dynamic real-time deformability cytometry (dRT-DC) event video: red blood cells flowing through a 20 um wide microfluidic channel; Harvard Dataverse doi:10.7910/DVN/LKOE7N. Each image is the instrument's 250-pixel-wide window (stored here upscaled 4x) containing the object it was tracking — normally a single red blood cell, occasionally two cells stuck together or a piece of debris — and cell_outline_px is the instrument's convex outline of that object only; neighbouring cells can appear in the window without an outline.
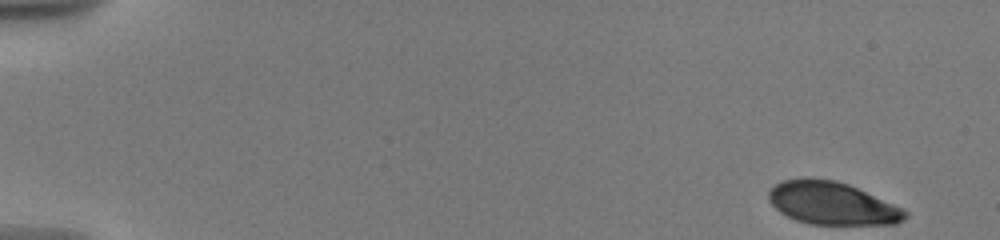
{"species": "human", "species_latin": "Homo sapiens", "temperature_condition": "warm", "stored_images_in_passage": 28, "camera_frame_rate_fps": 3000, "um_per_image_px": 0.085, "donor": {"sex": "male"}, "frame": {"image": 1, "passage_image": 1, "time_ms": 0.0, "image_size_px": [1000, 240], "cell_outline_px": [[908, 216], [904, 220], [896, 224], [808, 224], [796, 220], [780, 212], [768, 200], [768, 188], [784, 180], [836, 180], [848, 184], [904, 208], [908, 212]], "centroid_in_image_um": [70.76, 17.31], "position_along_channel_um": 14.2, "area_um2": 33.58}}
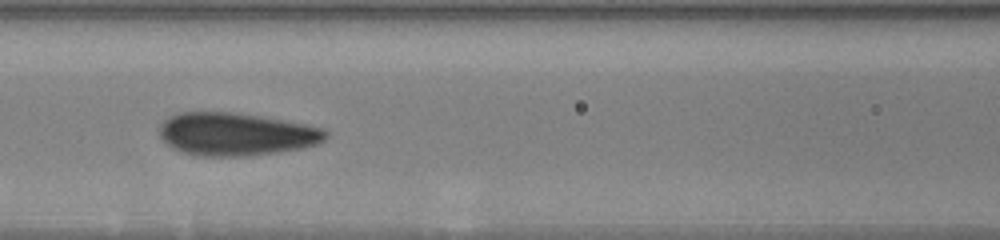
{"frame": {"image": 2, "passage_image": 24, "time_ms": 8.0, "image_size_px": [1000, 240], "cell_outline_px": [[328, 136], [320, 144], [300, 148], [276, 152], [248, 156], [200, 156], [180, 152], [172, 148], [160, 136], [160, 124], [168, 116], [180, 112], [232, 112], [260, 116], [304, 124], [324, 128], [328, 132]], "centroid_in_image_um": [20.06, 11.4], "position_along_channel_um": 146.5, "area_um2": 41.62}}
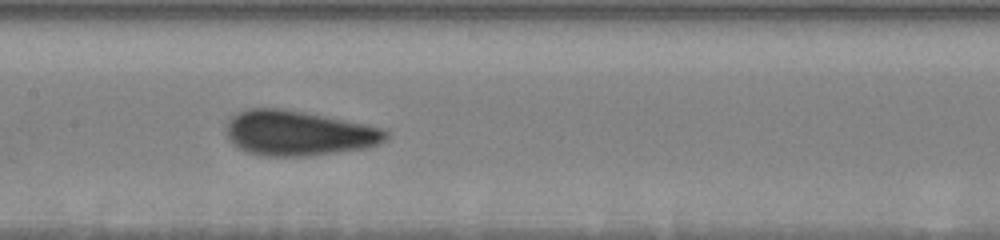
{"frame": {"image": 3, "passage_image": 27, "time_ms": 9.0, "image_size_px": [1000, 240], "cell_outline_px": [[388, 136], [380, 144], [368, 148], [308, 156], [260, 156], [236, 148], [228, 140], [224, 128], [228, 120], [236, 112], [248, 108], [284, 108], [384, 128], [388, 132]], "centroid_in_image_um": [25.31, 11.32], "position_along_channel_um": 182.1, "area_um2": 42.37}}